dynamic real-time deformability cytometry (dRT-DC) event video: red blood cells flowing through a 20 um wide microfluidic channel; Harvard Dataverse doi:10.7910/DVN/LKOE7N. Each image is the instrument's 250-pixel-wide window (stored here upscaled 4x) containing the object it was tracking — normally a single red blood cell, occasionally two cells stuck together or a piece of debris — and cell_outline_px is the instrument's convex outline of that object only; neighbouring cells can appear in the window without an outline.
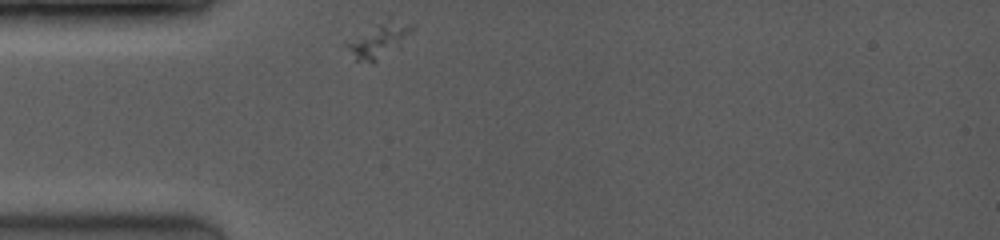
{"species": "common noctule bat (a hibernating species)", "species_latin": "Nyctalus noctula", "temperature_condition": "room temperature", "stored_images_in_passage": 1, "camera_frame_rate_fps": 3500, "um_per_image_px": 0.085, "animal": {"sex": "female", "body_mass_g": 19.0, "forearm_length_mm": 53.3}, "frame": {"image": 1, "passage_image": 1, "time_ms": 0.0, "image_size_px": [1000, 240], "cell_outline_px": [[416, 28], [396, 48], [376, 60], [356, 60], [344, 44], [344, 40], [388, 12], [412, 24]], "centroid_in_image_um": [32.2, 3.2], "position_along_channel_um": 52.8, "area_um2": 14.33}}